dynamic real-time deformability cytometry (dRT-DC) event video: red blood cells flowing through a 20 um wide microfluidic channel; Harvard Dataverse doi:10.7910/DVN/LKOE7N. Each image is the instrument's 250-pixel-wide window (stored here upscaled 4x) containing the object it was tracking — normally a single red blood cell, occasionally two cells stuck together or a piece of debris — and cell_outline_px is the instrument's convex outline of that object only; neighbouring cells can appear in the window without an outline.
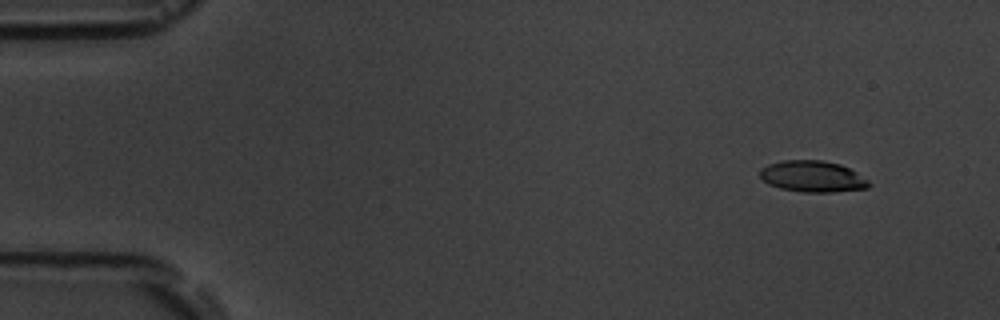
{"species": "common noctule bat (a hibernating species)", "species_latin": "Nyctalus noctula", "temperature_condition": "room temperature", "stored_images_in_passage": 6, "camera_frame_rate_fps": 3000, "um_per_image_px": 0.085, "animal": {"sex": "male", "body_mass_g": 19.5, "forearm_length_mm": 54.6}, "frame": {"image": 1, "passage_image": 2, "time_ms": 1.0, "image_size_px": [1000, 320], "cell_outline_px": [[872, 184], [868, 188], [832, 192], [804, 192], [780, 188], [768, 184], [760, 176], [760, 168], [768, 164], [784, 160], [820, 160], [840, 164], [856, 172], [868, 180]], "centroid_in_image_um": [69.07, 15.0], "position_along_channel_um": 15.9, "area_um2": 19.83}}
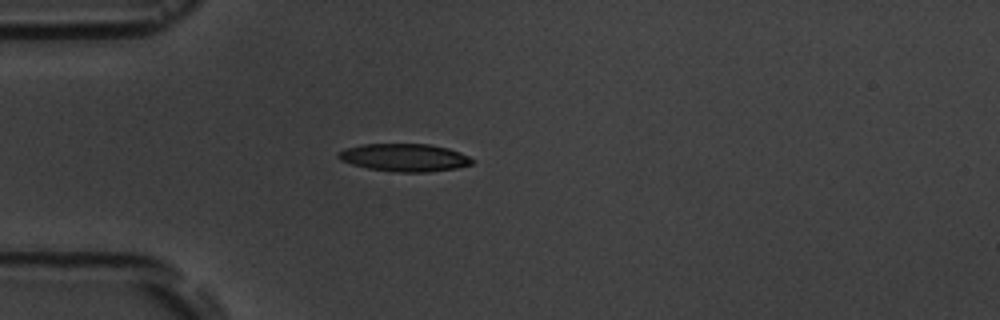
{"frame": {"image": 2, "passage_image": 5, "time_ms": 4.667, "image_size_px": [1000, 320], "cell_outline_px": [[476, 160], [472, 164], [456, 168], [428, 172], [392, 172], [368, 168], [352, 164], [340, 160], [336, 156], [344, 148], [364, 144], [428, 144], [448, 148], [460, 152]], "centroid_in_image_um": [34.39, 13.39], "position_along_channel_um": 50.6, "area_um2": 21.68}}